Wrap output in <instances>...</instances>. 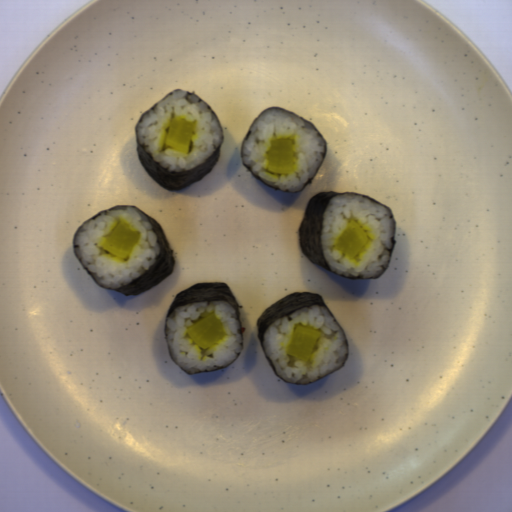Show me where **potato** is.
<instances>
[{"mask_svg": "<svg viewBox=\"0 0 512 512\" xmlns=\"http://www.w3.org/2000/svg\"><path fill=\"white\" fill-rule=\"evenodd\" d=\"M141 234V230L122 218L110 233L102 236L99 245L109 253L126 260L140 240Z\"/></svg>", "mask_w": 512, "mask_h": 512, "instance_id": "72c452e6", "label": "potato"}, {"mask_svg": "<svg viewBox=\"0 0 512 512\" xmlns=\"http://www.w3.org/2000/svg\"><path fill=\"white\" fill-rule=\"evenodd\" d=\"M324 334L321 329L304 326L298 322L293 328L291 341L285 351L286 355L308 363L313 352L319 350L318 344Z\"/></svg>", "mask_w": 512, "mask_h": 512, "instance_id": "e7d74ba8", "label": "potato"}, {"mask_svg": "<svg viewBox=\"0 0 512 512\" xmlns=\"http://www.w3.org/2000/svg\"><path fill=\"white\" fill-rule=\"evenodd\" d=\"M369 241L367 229L355 218H351L336 239L333 248L354 261L367 247Z\"/></svg>", "mask_w": 512, "mask_h": 512, "instance_id": "0234736a", "label": "potato"}, {"mask_svg": "<svg viewBox=\"0 0 512 512\" xmlns=\"http://www.w3.org/2000/svg\"><path fill=\"white\" fill-rule=\"evenodd\" d=\"M294 138L270 139V149L266 152L268 172L291 175L295 170L293 145Z\"/></svg>", "mask_w": 512, "mask_h": 512, "instance_id": "4cf0ba1c", "label": "potato"}, {"mask_svg": "<svg viewBox=\"0 0 512 512\" xmlns=\"http://www.w3.org/2000/svg\"><path fill=\"white\" fill-rule=\"evenodd\" d=\"M197 120H187L185 116L171 117L166 130L165 149L190 153L194 142Z\"/></svg>", "mask_w": 512, "mask_h": 512, "instance_id": "12c6701f", "label": "potato"}, {"mask_svg": "<svg viewBox=\"0 0 512 512\" xmlns=\"http://www.w3.org/2000/svg\"><path fill=\"white\" fill-rule=\"evenodd\" d=\"M187 335L194 345L204 350L226 336L223 323L214 312L187 327Z\"/></svg>", "mask_w": 512, "mask_h": 512, "instance_id": "1359f241", "label": "potato"}]
</instances>
